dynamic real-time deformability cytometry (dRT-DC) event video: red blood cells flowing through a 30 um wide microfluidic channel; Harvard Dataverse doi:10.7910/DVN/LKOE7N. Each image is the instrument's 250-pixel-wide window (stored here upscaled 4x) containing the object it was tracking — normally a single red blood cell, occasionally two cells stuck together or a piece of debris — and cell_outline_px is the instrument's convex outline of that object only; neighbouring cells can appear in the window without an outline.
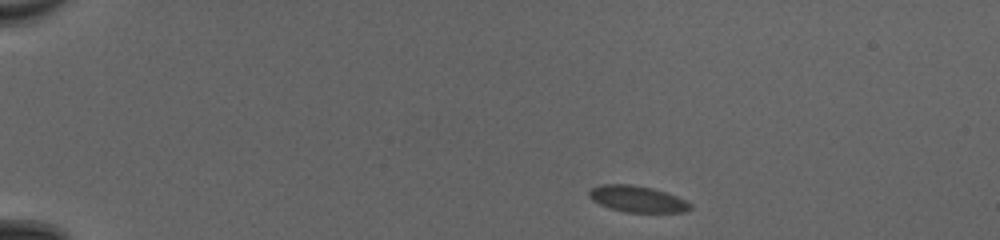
{"species": "common noctule bat (a hibernating species)", "species_latin": "Nyctalus noctula", "temperature_condition": "cold", "stored_images_in_passage": 46, "camera_frame_rate_fps": 3000, "um_per_image_px": 0.085, "animal": {"sex": "female", "body_mass_g": 20.0, "forearm_length_mm": 54.0}, "frame": {"image": 1, "passage_image": 1, "time_ms": 0.0, "image_size_px": [1000, 240], "cell_outline_px": [[692, 208], [684, 212], [624, 212], [600, 204], [592, 200], [588, 196], [588, 192], [592, 188], [600, 184], [628, 184], [652, 188], [688, 200], [692, 204]], "centroid_in_image_um": [54.19, 16.91], "position_along_channel_um": 30.8, "area_um2": 15.49}}
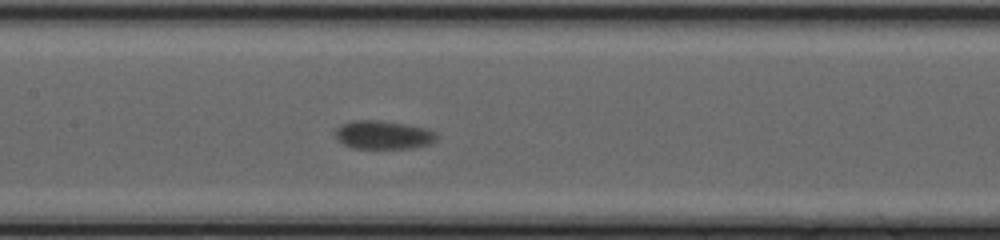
{"frame": {"image": 2, "passage_image": 20, "time_ms": 6.333, "image_size_px": [1000, 240], "cell_outline_px": [[440, 136], [432, 144], [412, 148], [352, 148], [336, 140], [336, 128], [340, 124], [352, 120], [380, 120], [408, 124], [428, 128], [436, 132]], "centroid_in_image_um": [32.62, 11.46], "position_along_channel_um": 174.8, "area_um2": 17.22}}
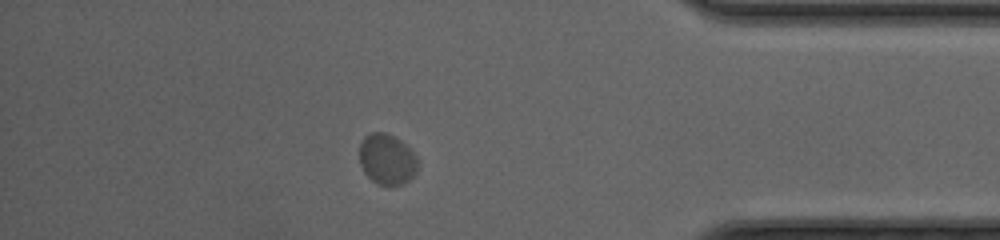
{"frame": {"image": 3, "passage_image": 40, "time_ms": 13.0, "image_size_px": [1000, 240], "cell_outline_px": [[416, 172], [408, 180], [400, 184], [376, 184], [364, 172], [360, 164], [360, 144], [364, 136], [372, 132], [384, 132], [396, 136], [416, 156]], "centroid_in_image_um": [32.86, 13.51], "position_along_channel_um": 402.3, "area_um2": 16.94}, "authors_computed_cell_mechanics": {"area_um2": 16.5597, "velocity_mm_per_s": 3.7985, "shape_relaxation_time_tau1_ms": 8.835, "shape_relaxation_time_tau2_ms": null, "deformation_change_tau1": 0.1619, "deformation_change_tau2": null}}